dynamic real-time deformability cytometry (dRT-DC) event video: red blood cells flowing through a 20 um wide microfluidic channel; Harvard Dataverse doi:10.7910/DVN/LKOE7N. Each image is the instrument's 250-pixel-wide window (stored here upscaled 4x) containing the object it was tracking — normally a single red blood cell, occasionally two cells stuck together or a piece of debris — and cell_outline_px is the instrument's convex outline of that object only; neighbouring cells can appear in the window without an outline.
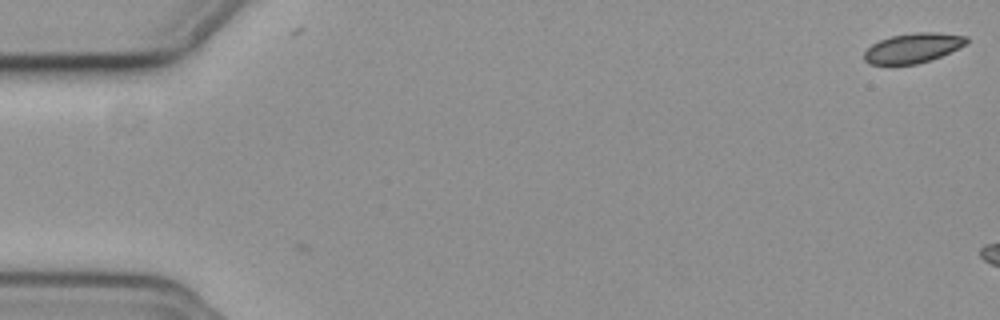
{"species": "common noctule bat (a hibernating species)", "species_latin": "Nyctalus noctula", "temperature_condition": "cold", "stored_images_in_passage": 2, "camera_frame_rate_fps": 3000, "um_per_image_px": 0.085, "animal": {"sex": "female", "body_mass_g": 19.3, "forearm_length_mm": 54.1}, "frame": {"image": 1, "passage_image": 2, "time_ms": 0.333, "image_size_px": [1000, 320], "cell_outline_px": [[968, 44], [940, 56], [916, 64], [868, 64], [864, 60], [864, 52], [872, 44], [880, 40], [892, 36], [916, 32], [936, 32], [968, 36]], "centroid_in_image_um": [77.61, 4.07], "position_along_channel_um": 7.4, "area_um2": 17.63}}